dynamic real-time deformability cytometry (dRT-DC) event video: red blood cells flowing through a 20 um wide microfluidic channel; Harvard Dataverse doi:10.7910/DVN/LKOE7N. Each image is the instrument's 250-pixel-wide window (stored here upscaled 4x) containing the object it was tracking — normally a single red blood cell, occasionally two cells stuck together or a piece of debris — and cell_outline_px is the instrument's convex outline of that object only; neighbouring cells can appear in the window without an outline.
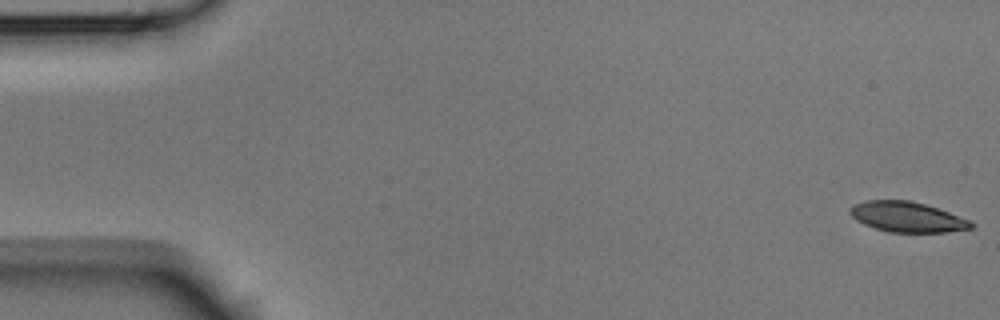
{"species": "Egyptian fruit bat (a non-hibernating species)", "species_latin": "Rousettus aegyptiacus", "temperature_condition": "room temperature", "stored_images_in_passage": 5, "camera_frame_rate_fps": 3000, "um_per_image_px": 0.085, "animal": {"sex": "male"}, "frame": {"image": 1, "passage_image": 1, "time_ms": 0.0, "image_size_px": [1000, 320], "cell_outline_px": [[976, 228], [944, 232], [892, 232], [876, 228], [864, 224], [856, 220], [848, 212], [848, 208], [852, 204], [864, 200], [908, 200], [924, 204], [948, 212], [968, 220], [976, 224]], "centroid_in_image_um": [77.08, 18.43], "position_along_channel_um": 7.9, "area_um2": 21.33}}
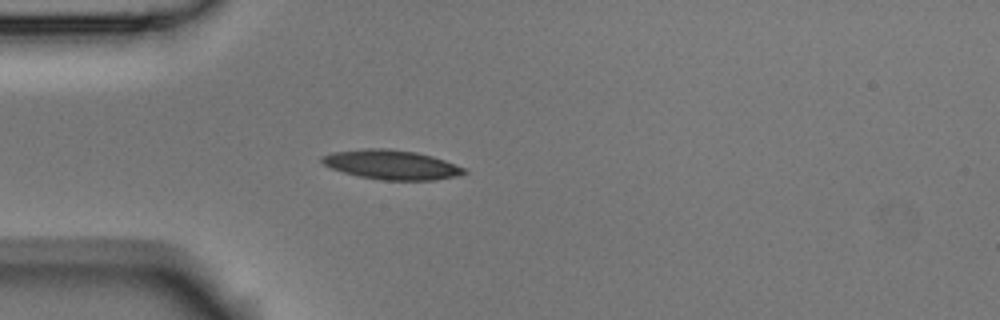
{"frame": {"image": 2, "passage_image": 5, "time_ms": 1.333, "image_size_px": [1000, 320], "cell_outline_px": [[468, 172], [456, 176], [436, 180], [380, 180], [360, 176], [344, 172], [332, 168], [324, 164], [320, 160], [320, 156], [332, 152], [364, 148], [388, 148], [416, 152], [432, 156], [444, 160], [464, 168]], "centroid_in_image_um": [33.26, 13.99], "position_along_channel_um": 51.7, "area_um2": 24.33}}